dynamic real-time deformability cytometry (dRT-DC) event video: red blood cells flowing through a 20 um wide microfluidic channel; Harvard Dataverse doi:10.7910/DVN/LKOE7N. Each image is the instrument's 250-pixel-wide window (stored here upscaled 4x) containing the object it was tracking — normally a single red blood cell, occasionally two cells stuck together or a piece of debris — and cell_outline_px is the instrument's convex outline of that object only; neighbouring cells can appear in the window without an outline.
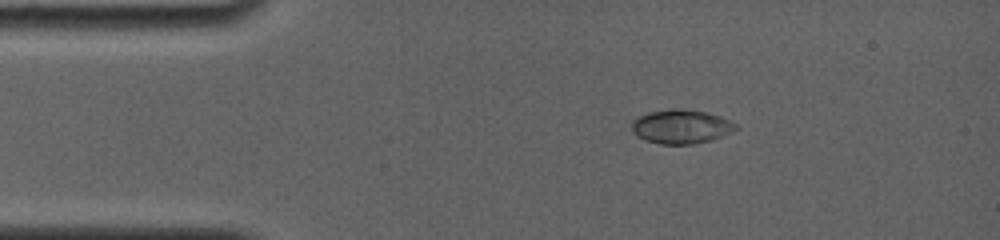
{"species": "common noctule bat (a hibernating species)", "species_latin": "Nyctalus noctula", "temperature_condition": "room temperature", "stored_images_in_passage": 11, "camera_frame_rate_fps": 4000, "um_per_image_px": 0.085, "animal": {"sex": "female", "body_mass_g": 19.0, "forearm_length_mm": 56.7}, "frame": {"image": 1, "passage_image": 1, "time_ms": 0.0, "image_size_px": [1000, 240], "cell_outline_px": [[740, 128], [732, 132], [712, 140], [692, 144], [660, 144], [644, 140], [636, 136], [632, 132], [632, 120], [636, 116], [652, 112], [672, 108], [704, 112], [720, 116], [736, 124]], "centroid_in_image_um": [57.87, 10.77], "position_along_channel_um": 27.1, "area_um2": 20.63}}
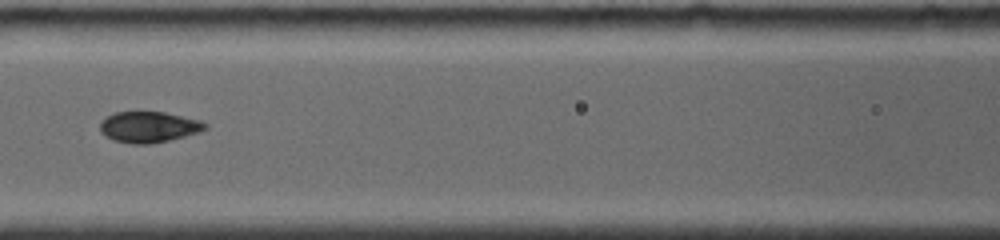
{"frame": {"image": 2, "passage_image": 7, "time_ms": 4.5, "image_size_px": [1000, 240], "cell_outline_px": [[208, 128], [200, 132], [152, 144], [132, 144], [116, 140], [104, 136], [100, 132], [100, 124], [108, 116], [116, 112], [164, 112], [200, 120], [208, 124]], "centroid_in_image_um": [12.67, 10.8], "position_along_channel_um": 153.9, "area_um2": 18.84}}
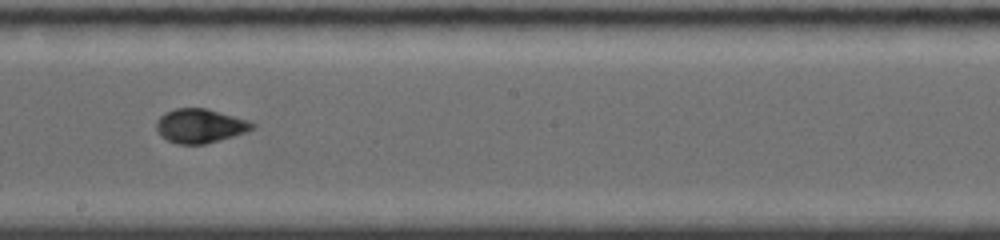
{"frame": {"image": 3, "passage_image": 10, "time_ms": 6.5, "image_size_px": [1000, 240], "cell_outline_px": [[256, 128], [232, 136], [204, 144], [176, 144], [160, 136], [156, 128], [156, 120], [160, 116], [176, 108], [204, 108], [248, 120], [256, 124]], "centroid_in_image_um": [16.98, 10.7], "position_along_channel_um": 231.2, "area_um2": 18.84}}